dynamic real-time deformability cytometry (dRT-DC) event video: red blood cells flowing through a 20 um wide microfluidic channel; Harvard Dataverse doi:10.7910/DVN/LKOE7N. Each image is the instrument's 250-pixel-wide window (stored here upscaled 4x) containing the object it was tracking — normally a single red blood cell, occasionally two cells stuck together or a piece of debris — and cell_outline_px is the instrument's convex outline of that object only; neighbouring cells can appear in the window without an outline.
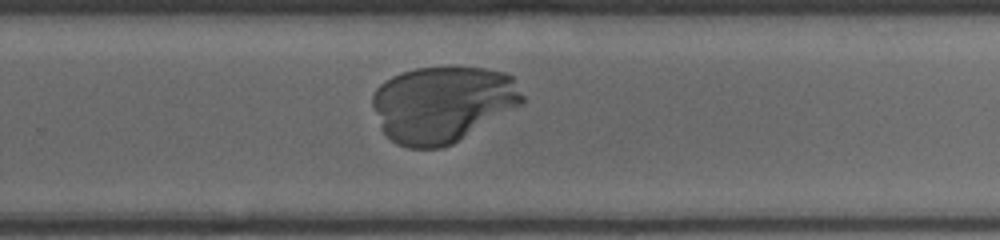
{"species": "human", "species_latin": "Homo sapiens", "temperature_condition": "cold", "stored_images_in_passage": 38, "camera_frame_rate_fps": 3000, "um_per_image_px": 0.085, "donor": {"sex": "male"}, "frame": {"image": 1, "passage_image": 27, "time_ms": 8.333, "image_size_px": [1000, 240], "cell_outline_px": [[524, 100], [520, 104], [452, 144], [440, 148], [408, 148], [396, 144], [384, 132], [372, 104], [372, 96], [376, 88], [384, 80], [400, 72], [416, 68], [444, 64], [456, 64], [484, 68], [504, 72], [512, 76], [524, 96]], "centroid_in_image_um": [37.6, 8.79], "position_along_channel_um": 292.2, "area_um2": 67.11}}